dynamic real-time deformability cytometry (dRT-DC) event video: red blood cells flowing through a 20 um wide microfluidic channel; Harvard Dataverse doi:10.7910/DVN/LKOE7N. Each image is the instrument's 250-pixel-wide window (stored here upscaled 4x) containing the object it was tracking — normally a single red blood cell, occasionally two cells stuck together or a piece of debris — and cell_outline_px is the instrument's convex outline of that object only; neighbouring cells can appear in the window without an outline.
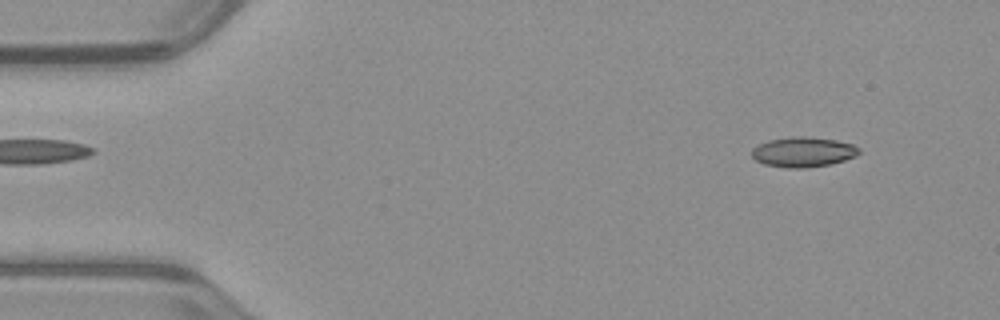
{"species": "common noctule bat (a hibernating species)", "species_latin": "Nyctalus noctula", "temperature_condition": "warm", "stored_images_in_passage": 34, "camera_frame_rate_fps": 3000, "um_per_image_px": 0.085, "animal": {"sex": "male", "body_mass_g": 23.1, "forearm_length_mm": 52.7}, "frame": {"image": 1, "passage_image": 4, "time_ms": 1.0, "image_size_px": [1000, 320], "cell_outline_px": [[860, 152], [856, 156], [844, 160], [828, 164], [804, 168], [788, 168], [764, 164], [756, 160], [752, 156], [752, 148], [756, 144], [768, 140], [796, 136], [800, 136], [836, 140], [852, 144], [860, 148]], "centroid_in_image_um": [68.24, 12.91], "position_along_channel_um": 16.8, "area_um2": 18.67}}
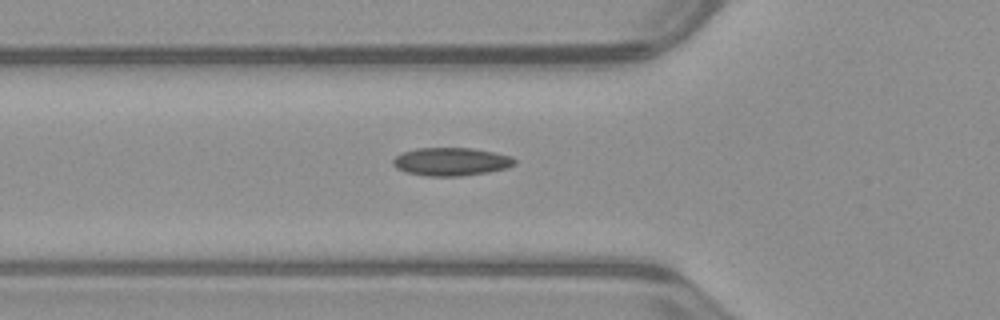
{"frame": {"image": 2, "passage_image": 17, "time_ms": 5.333, "image_size_px": [1000, 320], "cell_outline_px": [[516, 164], [508, 168], [488, 172], [460, 176], [428, 176], [404, 172], [396, 168], [392, 164], [392, 160], [396, 156], [404, 152], [416, 148], [472, 148], [512, 156], [516, 160]], "centroid_in_image_um": [38.35, 13.74], "position_along_channel_um": 87.5, "area_um2": 20.0}}
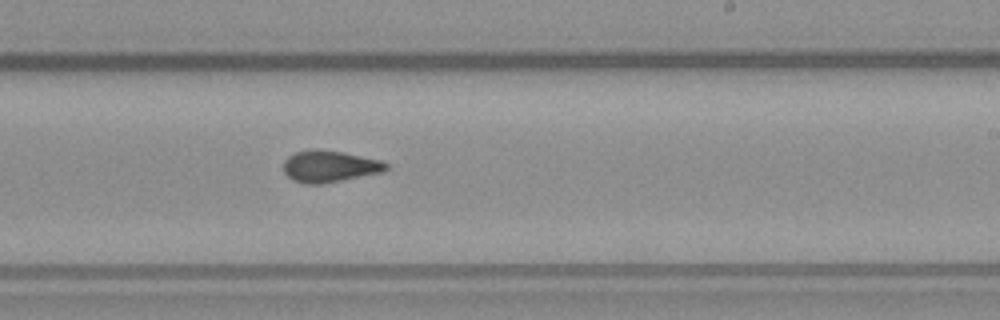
{"frame": {"image": 3, "passage_image": 30, "time_ms": 9.667, "image_size_px": [1000, 320], "cell_outline_px": [[388, 168], [384, 172], [320, 184], [304, 184], [292, 180], [284, 172], [284, 160], [288, 156], [296, 152], [312, 148], [316, 148], [344, 152], [380, 160], [388, 164]], "centroid_in_image_um": [28.0, 14.13], "position_along_channel_um": 261.0, "area_um2": 19.07}}